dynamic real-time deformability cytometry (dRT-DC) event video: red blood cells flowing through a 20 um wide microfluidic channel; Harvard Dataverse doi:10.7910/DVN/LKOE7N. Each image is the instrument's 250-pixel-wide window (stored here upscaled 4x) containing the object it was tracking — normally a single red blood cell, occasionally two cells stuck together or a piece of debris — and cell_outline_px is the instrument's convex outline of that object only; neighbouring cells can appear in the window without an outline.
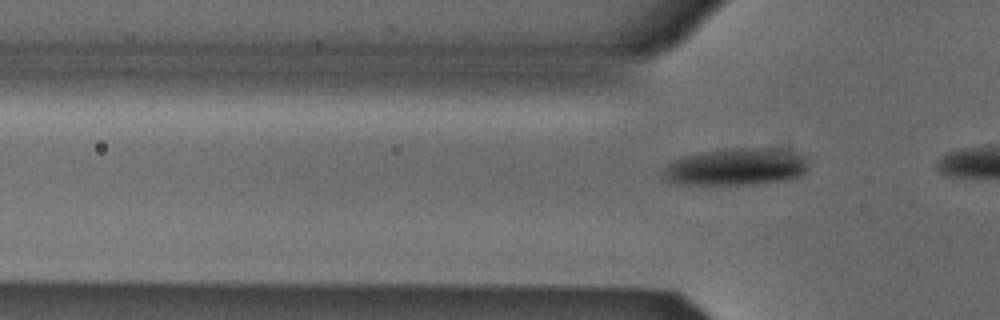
{"species": "Egyptian fruit bat (a non-hibernating species)", "species_latin": "Rousettus aegyptiacus", "temperature_condition": "cold", "stored_images_in_passage": 3, "camera_frame_rate_fps": 3000, "um_per_image_px": 0.085, "animal": {"sex": "male"}, "frame": {"image": 1, "passage_image": 3, "time_ms": 0.667, "image_size_px": [1000, 320], "cell_outline_px": [[808, 168], [800, 176], [792, 180], [756, 184], [676, 184], [660, 176], [664, 168], [668, 164], [680, 156], [696, 152], [728, 148], [760, 148], [792, 152], [808, 156]], "centroid_in_image_um": [62.56, 14.18], "position_along_channel_um": 63.2, "area_um2": 31.91}}